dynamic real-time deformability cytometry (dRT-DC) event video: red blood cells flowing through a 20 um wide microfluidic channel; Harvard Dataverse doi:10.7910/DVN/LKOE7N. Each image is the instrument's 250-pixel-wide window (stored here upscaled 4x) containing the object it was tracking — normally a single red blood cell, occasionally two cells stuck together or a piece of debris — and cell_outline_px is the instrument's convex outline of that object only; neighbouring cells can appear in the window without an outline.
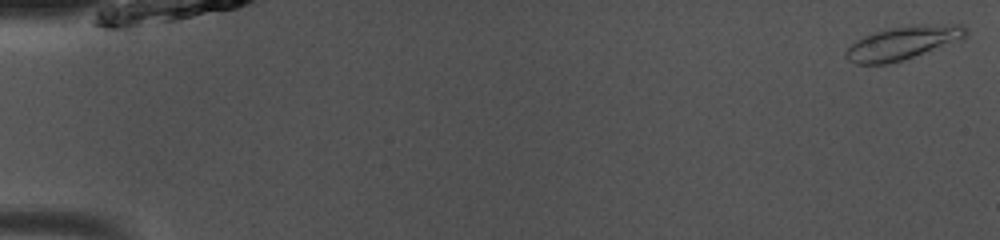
{"species": "common noctule bat (a hibernating species)", "species_latin": "Nyctalus noctula", "temperature_condition": "room temperature", "stored_images_in_passage": 49, "camera_frame_rate_fps": 3000, "um_per_image_px": 0.085, "animal": {"sex": "male", "body_mass_g": 13.0, "forearm_length_mm": 53.1}, "frame": {"image": 1, "passage_image": 1, "time_ms": 0.0, "image_size_px": [1000, 240], "cell_outline_px": [[968, 36], [964, 40], [888, 64], [856, 64], [848, 60], [844, 56], [844, 52], [856, 40], [876, 32], [888, 28], [916, 24], [964, 24], [968, 32]], "centroid_in_image_um": [76.81, 3.63], "position_along_channel_um": 8.2, "area_um2": 23.52}}
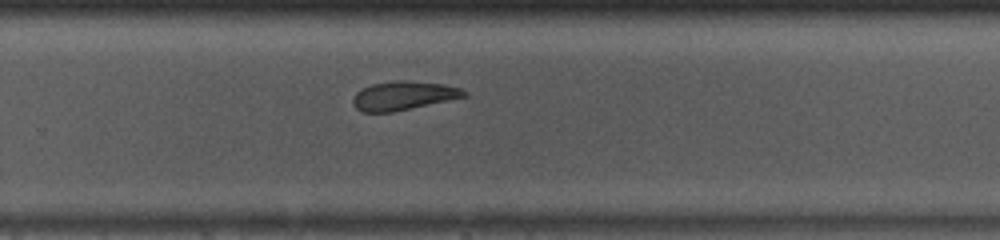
{"frame": {"image": 2, "passage_image": 33, "time_ms": 10.667, "image_size_px": [1000, 240], "cell_outline_px": [[468, 96], [392, 112], [364, 112], [356, 108], [352, 104], [352, 100], [356, 92], [372, 84], [396, 80], [404, 80], [444, 84], [460, 88], [468, 92]], "centroid_in_image_um": [34.3, 8.13], "position_along_channel_um": 295.5, "area_um2": 18.55}}
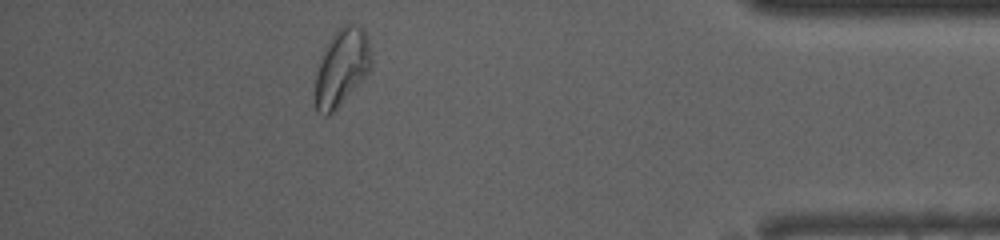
{"frame": {"image": 3, "passage_image": 44, "time_ms": 14.333, "image_size_px": [1000, 240], "cell_outline_px": [[372, 64], [368, 72], [336, 108], [328, 116], [324, 116], [316, 112], [316, 72], [320, 56], [336, 32], [344, 24], [352, 24], [364, 28], [368, 36], [372, 60]], "centroid_in_image_um": [29.05, 5.71], "position_along_channel_um": 406.1, "area_um2": 24.68}, "authors_computed_cell_mechanics": {"area_um2": 20.2878, "velocity_mm_per_s": 4.0818, "shape_relaxation_time_tau1_ms": null, "shape_relaxation_time_tau2_ms": 2.2366, "deformation_change_tau1": null, "deformation_change_tau2": 0.1017}}